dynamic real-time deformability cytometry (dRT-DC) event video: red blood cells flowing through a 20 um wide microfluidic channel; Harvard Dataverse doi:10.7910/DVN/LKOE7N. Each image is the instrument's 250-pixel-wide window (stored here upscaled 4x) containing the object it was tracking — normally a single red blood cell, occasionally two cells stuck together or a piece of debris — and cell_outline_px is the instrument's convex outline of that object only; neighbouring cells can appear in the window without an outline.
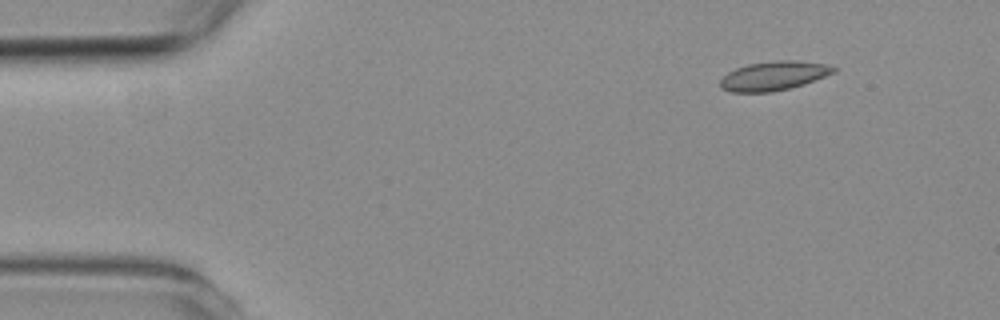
{"species": "common noctule bat (a hibernating species)", "species_latin": "Nyctalus noctula", "temperature_condition": "room temperature", "stored_images_in_passage": 7, "camera_frame_rate_fps": 3000, "um_per_image_px": 0.085, "animal": {"sex": "female", "body_mass_g": 19.3, "forearm_length_mm": 54.1}, "frame": {"image": 1, "passage_image": 1, "time_ms": 0.0, "image_size_px": [1000, 320], "cell_outline_px": [[836, 72], [804, 84], [772, 92], [732, 92], [720, 88], [720, 80], [728, 72], [736, 68], [748, 64], [780, 60], [792, 60], [828, 64], [836, 68]], "centroid_in_image_um": [65.77, 6.44], "position_along_channel_um": 19.2, "area_um2": 19.13}}
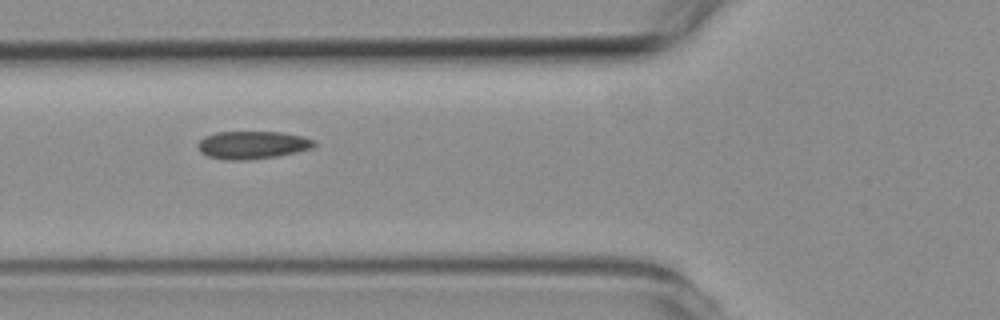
{"frame": {"image": 2, "passage_image": 5, "time_ms": 4.333, "image_size_px": [1000, 320], "cell_outline_px": [[316, 144], [312, 148], [296, 152], [276, 156], [248, 160], [224, 160], [208, 156], [200, 152], [200, 140], [204, 136], [216, 132], [280, 132], [304, 136], [316, 140]], "centroid_in_image_um": [21.49, 12.32], "position_along_channel_um": 104.3, "area_um2": 18.84}}
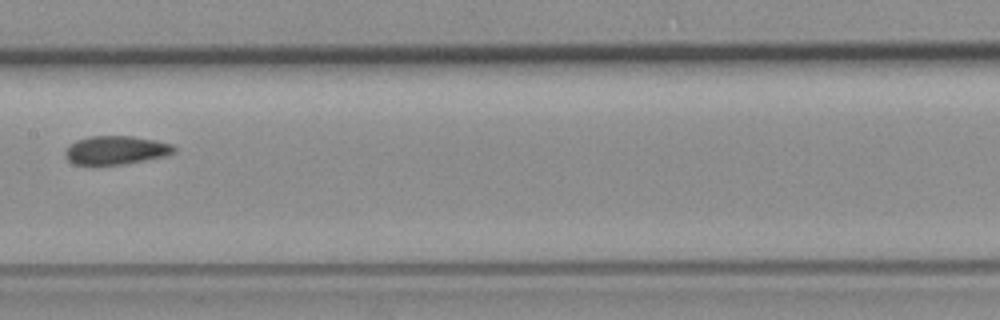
{"frame": {"image": 3, "passage_image": 7, "time_ms": 6.667, "image_size_px": [1000, 320], "cell_outline_px": [[176, 152], [164, 156], [124, 164], [76, 164], [68, 160], [64, 156], [64, 152], [68, 144], [76, 140], [92, 136], [132, 136], [156, 140], [172, 144], [176, 148]], "centroid_in_image_um": [9.84, 12.75], "position_along_channel_um": 197.6, "area_um2": 18.09}}